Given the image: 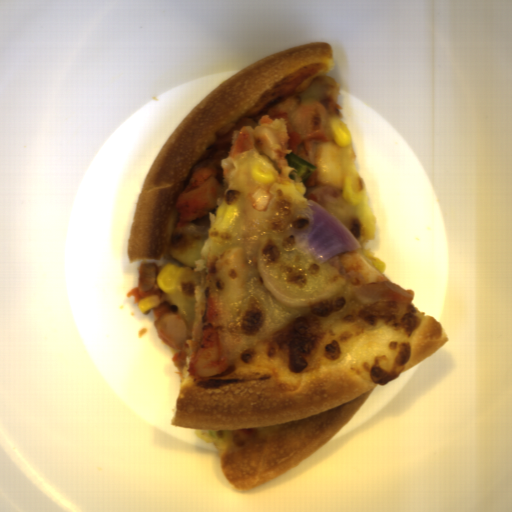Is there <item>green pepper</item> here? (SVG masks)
Masks as SVG:
<instances>
[{"label": "green pepper", "instance_id": "372bd49c", "mask_svg": "<svg viewBox=\"0 0 512 512\" xmlns=\"http://www.w3.org/2000/svg\"><path fill=\"white\" fill-rule=\"evenodd\" d=\"M284 156L286 158L287 164L293 168H296L297 177H299L301 182L304 184L306 180L312 175V173L317 169L316 166L300 158L293 151Z\"/></svg>", "mask_w": 512, "mask_h": 512}]
</instances>
